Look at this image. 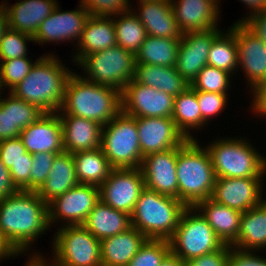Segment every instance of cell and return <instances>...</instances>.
Returning a JSON list of instances; mask_svg holds the SVG:
<instances>
[{
  "label": "cell",
  "instance_id": "cell-1",
  "mask_svg": "<svg viewBox=\"0 0 266 266\" xmlns=\"http://www.w3.org/2000/svg\"><path fill=\"white\" fill-rule=\"evenodd\" d=\"M49 227L48 204L37 191L19 190L0 201V232L19 255Z\"/></svg>",
  "mask_w": 266,
  "mask_h": 266
},
{
  "label": "cell",
  "instance_id": "cell-2",
  "mask_svg": "<svg viewBox=\"0 0 266 266\" xmlns=\"http://www.w3.org/2000/svg\"><path fill=\"white\" fill-rule=\"evenodd\" d=\"M61 62L54 54L43 55L10 92L44 113L58 112L64 102L67 81L73 73Z\"/></svg>",
  "mask_w": 266,
  "mask_h": 266
},
{
  "label": "cell",
  "instance_id": "cell-3",
  "mask_svg": "<svg viewBox=\"0 0 266 266\" xmlns=\"http://www.w3.org/2000/svg\"><path fill=\"white\" fill-rule=\"evenodd\" d=\"M121 111L119 90L93 83L74 72L67 81L64 102L57 113L82 117L104 126Z\"/></svg>",
  "mask_w": 266,
  "mask_h": 266
},
{
  "label": "cell",
  "instance_id": "cell-4",
  "mask_svg": "<svg viewBox=\"0 0 266 266\" xmlns=\"http://www.w3.org/2000/svg\"><path fill=\"white\" fill-rule=\"evenodd\" d=\"M197 139L177 147L178 199L187 207L211 198L216 175L210 155Z\"/></svg>",
  "mask_w": 266,
  "mask_h": 266
},
{
  "label": "cell",
  "instance_id": "cell-5",
  "mask_svg": "<svg viewBox=\"0 0 266 266\" xmlns=\"http://www.w3.org/2000/svg\"><path fill=\"white\" fill-rule=\"evenodd\" d=\"M186 208L179 199L145 187L131 215V225L148 239L169 240Z\"/></svg>",
  "mask_w": 266,
  "mask_h": 266
},
{
  "label": "cell",
  "instance_id": "cell-6",
  "mask_svg": "<svg viewBox=\"0 0 266 266\" xmlns=\"http://www.w3.org/2000/svg\"><path fill=\"white\" fill-rule=\"evenodd\" d=\"M247 142L237 137L222 138L206 145L216 178L264 179L266 158Z\"/></svg>",
  "mask_w": 266,
  "mask_h": 266
},
{
  "label": "cell",
  "instance_id": "cell-7",
  "mask_svg": "<svg viewBox=\"0 0 266 266\" xmlns=\"http://www.w3.org/2000/svg\"><path fill=\"white\" fill-rule=\"evenodd\" d=\"M169 243L171 252L182 261H191L225 245L195 207L185 209Z\"/></svg>",
  "mask_w": 266,
  "mask_h": 266
},
{
  "label": "cell",
  "instance_id": "cell-8",
  "mask_svg": "<svg viewBox=\"0 0 266 266\" xmlns=\"http://www.w3.org/2000/svg\"><path fill=\"white\" fill-rule=\"evenodd\" d=\"M101 148L113 169L140 168L142 153L136 117L122 111L102 127Z\"/></svg>",
  "mask_w": 266,
  "mask_h": 266
},
{
  "label": "cell",
  "instance_id": "cell-9",
  "mask_svg": "<svg viewBox=\"0 0 266 266\" xmlns=\"http://www.w3.org/2000/svg\"><path fill=\"white\" fill-rule=\"evenodd\" d=\"M79 65L85 72L83 76L85 79L122 92L134 78L135 55L116 45L87 55L78 67Z\"/></svg>",
  "mask_w": 266,
  "mask_h": 266
},
{
  "label": "cell",
  "instance_id": "cell-10",
  "mask_svg": "<svg viewBox=\"0 0 266 266\" xmlns=\"http://www.w3.org/2000/svg\"><path fill=\"white\" fill-rule=\"evenodd\" d=\"M53 240L49 266H102L100 240L83 225H62Z\"/></svg>",
  "mask_w": 266,
  "mask_h": 266
},
{
  "label": "cell",
  "instance_id": "cell-11",
  "mask_svg": "<svg viewBox=\"0 0 266 266\" xmlns=\"http://www.w3.org/2000/svg\"><path fill=\"white\" fill-rule=\"evenodd\" d=\"M99 201V187L78 183L48 203L49 225L58 223L59 220H64V226L83 225Z\"/></svg>",
  "mask_w": 266,
  "mask_h": 266
},
{
  "label": "cell",
  "instance_id": "cell-12",
  "mask_svg": "<svg viewBox=\"0 0 266 266\" xmlns=\"http://www.w3.org/2000/svg\"><path fill=\"white\" fill-rule=\"evenodd\" d=\"M229 29L235 34L238 67H242L249 88L255 93L266 84V45L242 21H236Z\"/></svg>",
  "mask_w": 266,
  "mask_h": 266
},
{
  "label": "cell",
  "instance_id": "cell-13",
  "mask_svg": "<svg viewBox=\"0 0 266 266\" xmlns=\"http://www.w3.org/2000/svg\"><path fill=\"white\" fill-rule=\"evenodd\" d=\"M144 188L140 168L112 169L108 179L99 187L100 200L116 210L132 215Z\"/></svg>",
  "mask_w": 266,
  "mask_h": 266
},
{
  "label": "cell",
  "instance_id": "cell-14",
  "mask_svg": "<svg viewBox=\"0 0 266 266\" xmlns=\"http://www.w3.org/2000/svg\"><path fill=\"white\" fill-rule=\"evenodd\" d=\"M121 103L131 117L172 118L174 96L132 80L121 92Z\"/></svg>",
  "mask_w": 266,
  "mask_h": 266
},
{
  "label": "cell",
  "instance_id": "cell-15",
  "mask_svg": "<svg viewBox=\"0 0 266 266\" xmlns=\"http://www.w3.org/2000/svg\"><path fill=\"white\" fill-rule=\"evenodd\" d=\"M221 32L219 28H214L182 34L175 67L189 85L199 72L208 65L211 44Z\"/></svg>",
  "mask_w": 266,
  "mask_h": 266
},
{
  "label": "cell",
  "instance_id": "cell-16",
  "mask_svg": "<svg viewBox=\"0 0 266 266\" xmlns=\"http://www.w3.org/2000/svg\"><path fill=\"white\" fill-rule=\"evenodd\" d=\"M142 156L183 145L188 139L170 117H136Z\"/></svg>",
  "mask_w": 266,
  "mask_h": 266
},
{
  "label": "cell",
  "instance_id": "cell-17",
  "mask_svg": "<svg viewBox=\"0 0 266 266\" xmlns=\"http://www.w3.org/2000/svg\"><path fill=\"white\" fill-rule=\"evenodd\" d=\"M261 178H216L211 199L241 213L260 204L264 198Z\"/></svg>",
  "mask_w": 266,
  "mask_h": 266
},
{
  "label": "cell",
  "instance_id": "cell-18",
  "mask_svg": "<svg viewBox=\"0 0 266 266\" xmlns=\"http://www.w3.org/2000/svg\"><path fill=\"white\" fill-rule=\"evenodd\" d=\"M80 7V9H79ZM59 4L52 14L48 16L38 28L34 38L35 43H49L61 41L78 42L81 39L82 31L90 16L89 11L82 5L78 9L62 11Z\"/></svg>",
  "mask_w": 266,
  "mask_h": 266
},
{
  "label": "cell",
  "instance_id": "cell-19",
  "mask_svg": "<svg viewBox=\"0 0 266 266\" xmlns=\"http://www.w3.org/2000/svg\"><path fill=\"white\" fill-rule=\"evenodd\" d=\"M140 169L146 188L178 199L177 148L146 155Z\"/></svg>",
  "mask_w": 266,
  "mask_h": 266
},
{
  "label": "cell",
  "instance_id": "cell-20",
  "mask_svg": "<svg viewBox=\"0 0 266 266\" xmlns=\"http://www.w3.org/2000/svg\"><path fill=\"white\" fill-rule=\"evenodd\" d=\"M24 147L28 153L50 152L60 154L64 152L62 138V122L58 113H44L32 125L24 128L20 134Z\"/></svg>",
  "mask_w": 266,
  "mask_h": 266
},
{
  "label": "cell",
  "instance_id": "cell-21",
  "mask_svg": "<svg viewBox=\"0 0 266 266\" xmlns=\"http://www.w3.org/2000/svg\"><path fill=\"white\" fill-rule=\"evenodd\" d=\"M170 1L176 22L182 33L217 28L218 19H220L218 17L220 0Z\"/></svg>",
  "mask_w": 266,
  "mask_h": 266
},
{
  "label": "cell",
  "instance_id": "cell-22",
  "mask_svg": "<svg viewBox=\"0 0 266 266\" xmlns=\"http://www.w3.org/2000/svg\"><path fill=\"white\" fill-rule=\"evenodd\" d=\"M62 122L63 148L77 153L101 147L102 125L74 115H59Z\"/></svg>",
  "mask_w": 266,
  "mask_h": 266
},
{
  "label": "cell",
  "instance_id": "cell-23",
  "mask_svg": "<svg viewBox=\"0 0 266 266\" xmlns=\"http://www.w3.org/2000/svg\"><path fill=\"white\" fill-rule=\"evenodd\" d=\"M139 14L134 12L146 29L147 35L153 37L180 39V31L175 19L170 0L140 2Z\"/></svg>",
  "mask_w": 266,
  "mask_h": 266
},
{
  "label": "cell",
  "instance_id": "cell-24",
  "mask_svg": "<svg viewBox=\"0 0 266 266\" xmlns=\"http://www.w3.org/2000/svg\"><path fill=\"white\" fill-rule=\"evenodd\" d=\"M57 5V0H20L11 7L6 2L9 28L34 37L40 24Z\"/></svg>",
  "mask_w": 266,
  "mask_h": 266
},
{
  "label": "cell",
  "instance_id": "cell-25",
  "mask_svg": "<svg viewBox=\"0 0 266 266\" xmlns=\"http://www.w3.org/2000/svg\"><path fill=\"white\" fill-rule=\"evenodd\" d=\"M116 34L112 17L90 15L81 39L78 41L76 56L73 59L78 65L87 55L101 52L116 46Z\"/></svg>",
  "mask_w": 266,
  "mask_h": 266
},
{
  "label": "cell",
  "instance_id": "cell-26",
  "mask_svg": "<svg viewBox=\"0 0 266 266\" xmlns=\"http://www.w3.org/2000/svg\"><path fill=\"white\" fill-rule=\"evenodd\" d=\"M194 207L201 212L224 244L232 246L237 241L243 213L211 198L198 202Z\"/></svg>",
  "mask_w": 266,
  "mask_h": 266
},
{
  "label": "cell",
  "instance_id": "cell-27",
  "mask_svg": "<svg viewBox=\"0 0 266 266\" xmlns=\"http://www.w3.org/2000/svg\"><path fill=\"white\" fill-rule=\"evenodd\" d=\"M148 238L134 227L100 241L102 266H127Z\"/></svg>",
  "mask_w": 266,
  "mask_h": 266
},
{
  "label": "cell",
  "instance_id": "cell-28",
  "mask_svg": "<svg viewBox=\"0 0 266 266\" xmlns=\"http://www.w3.org/2000/svg\"><path fill=\"white\" fill-rule=\"evenodd\" d=\"M83 226L101 241L131 228V215L100 200L89 213Z\"/></svg>",
  "mask_w": 266,
  "mask_h": 266
},
{
  "label": "cell",
  "instance_id": "cell-29",
  "mask_svg": "<svg viewBox=\"0 0 266 266\" xmlns=\"http://www.w3.org/2000/svg\"><path fill=\"white\" fill-rule=\"evenodd\" d=\"M77 184L73 154L64 151L55 156L50 173L37 193L48 204Z\"/></svg>",
  "mask_w": 266,
  "mask_h": 266
},
{
  "label": "cell",
  "instance_id": "cell-30",
  "mask_svg": "<svg viewBox=\"0 0 266 266\" xmlns=\"http://www.w3.org/2000/svg\"><path fill=\"white\" fill-rule=\"evenodd\" d=\"M233 248L259 252L266 247V198L257 206L243 212L237 241Z\"/></svg>",
  "mask_w": 266,
  "mask_h": 266
},
{
  "label": "cell",
  "instance_id": "cell-31",
  "mask_svg": "<svg viewBox=\"0 0 266 266\" xmlns=\"http://www.w3.org/2000/svg\"><path fill=\"white\" fill-rule=\"evenodd\" d=\"M133 80L174 97L189 87V84L176 71L175 66L135 64Z\"/></svg>",
  "mask_w": 266,
  "mask_h": 266
},
{
  "label": "cell",
  "instance_id": "cell-32",
  "mask_svg": "<svg viewBox=\"0 0 266 266\" xmlns=\"http://www.w3.org/2000/svg\"><path fill=\"white\" fill-rule=\"evenodd\" d=\"M78 183L100 187L109 177L112 167L102 148L73 154Z\"/></svg>",
  "mask_w": 266,
  "mask_h": 266
},
{
  "label": "cell",
  "instance_id": "cell-33",
  "mask_svg": "<svg viewBox=\"0 0 266 266\" xmlns=\"http://www.w3.org/2000/svg\"><path fill=\"white\" fill-rule=\"evenodd\" d=\"M172 119L187 139H195L190 130L208 124L201 116L196 90L190 86L174 97Z\"/></svg>",
  "mask_w": 266,
  "mask_h": 266
},
{
  "label": "cell",
  "instance_id": "cell-34",
  "mask_svg": "<svg viewBox=\"0 0 266 266\" xmlns=\"http://www.w3.org/2000/svg\"><path fill=\"white\" fill-rule=\"evenodd\" d=\"M180 39L146 36L135 54V64L171 67L176 65Z\"/></svg>",
  "mask_w": 266,
  "mask_h": 266
},
{
  "label": "cell",
  "instance_id": "cell-35",
  "mask_svg": "<svg viewBox=\"0 0 266 266\" xmlns=\"http://www.w3.org/2000/svg\"><path fill=\"white\" fill-rule=\"evenodd\" d=\"M133 11L130 9L113 16V22L117 45L123 47L125 50L131 51L135 55L146 39L147 33L143 24ZM117 17L118 19H116Z\"/></svg>",
  "mask_w": 266,
  "mask_h": 266
},
{
  "label": "cell",
  "instance_id": "cell-36",
  "mask_svg": "<svg viewBox=\"0 0 266 266\" xmlns=\"http://www.w3.org/2000/svg\"><path fill=\"white\" fill-rule=\"evenodd\" d=\"M208 65L231 74L239 69L235 34L229 28L227 33L222 31L213 40L208 54Z\"/></svg>",
  "mask_w": 266,
  "mask_h": 266
},
{
  "label": "cell",
  "instance_id": "cell-37",
  "mask_svg": "<svg viewBox=\"0 0 266 266\" xmlns=\"http://www.w3.org/2000/svg\"><path fill=\"white\" fill-rule=\"evenodd\" d=\"M2 93L0 91V94ZM8 94L7 98H0V102L5 107H11V118L14 129L23 130L44 115V112L37 106L17 98L10 91Z\"/></svg>",
  "mask_w": 266,
  "mask_h": 266
},
{
  "label": "cell",
  "instance_id": "cell-38",
  "mask_svg": "<svg viewBox=\"0 0 266 266\" xmlns=\"http://www.w3.org/2000/svg\"><path fill=\"white\" fill-rule=\"evenodd\" d=\"M231 73L206 65L189 85L196 91L227 94Z\"/></svg>",
  "mask_w": 266,
  "mask_h": 266
},
{
  "label": "cell",
  "instance_id": "cell-39",
  "mask_svg": "<svg viewBox=\"0 0 266 266\" xmlns=\"http://www.w3.org/2000/svg\"><path fill=\"white\" fill-rule=\"evenodd\" d=\"M170 252L169 240L147 239L127 266H160Z\"/></svg>",
  "mask_w": 266,
  "mask_h": 266
},
{
  "label": "cell",
  "instance_id": "cell-40",
  "mask_svg": "<svg viewBox=\"0 0 266 266\" xmlns=\"http://www.w3.org/2000/svg\"><path fill=\"white\" fill-rule=\"evenodd\" d=\"M29 60V57H21L0 61V91H3L5 87L11 91L26 78L35 64V61L33 63Z\"/></svg>",
  "mask_w": 266,
  "mask_h": 266
},
{
  "label": "cell",
  "instance_id": "cell-41",
  "mask_svg": "<svg viewBox=\"0 0 266 266\" xmlns=\"http://www.w3.org/2000/svg\"><path fill=\"white\" fill-rule=\"evenodd\" d=\"M26 41H34L33 36L8 28L0 40V61L27 57Z\"/></svg>",
  "mask_w": 266,
  "mask_h": 266
},
{
  "label": "cell",
  "instance_id": "cell-42",
  "mask_svg": "<svg viewBox=\"0 0 266 266\" xmlns=\"http://www.w3.org/2000/svg\"><path fill=\"white\" fill-rule=\"evenodd\" d=\"M32 167L30 174V191H38L45 183L56 153L38 152L32 154Z\"/></svg>",
  "mask_w": 266,
  "mask_h": 266
},
{
  "label": "cell",
  "instance_id": "cell-43",
  "mask_svg": "<svg viewBox=\"0 0 266 266\" xmlns=\"http://www.w3.org/2000/svg\"><path fill=\"white\" fill-rule=\"evenodd\" d=\"M92 16L110 17L130 10L129 0H81Z\"/></svg>",
  "mask_w": 266,
  "mask_h": 266
},
{
  "label": "cell",
  "instance_id": "cell-44",
  "mask_svg": "<svg viewBox=\"0 0 266 266\" xmlns=\"http://www.w3.org/2000/svg\"><path fill=\"white\" fill-rule=\"evenodd\" d=\"M227 95L215 92L196 91L201 116L206 122H209L211 117L217 116L225 109L227 99H229Z\"/></svg>",
  "mask_w": 266,
  "mask_h": 266
},
{
  "label": "cell",
  "instance_id": "cell-45",
  "mask_svg": "<svg viewBox=\"0 0 266 266\" xmlns=\"http://www.w3.org/2000/svg\"><path fill=\"white\" fill-rule=\"evenodd\" d=\"M33 155L28 153L19 137L0 141V159L10 169L15 163L22 159H32Z\"/></svg>",
  "mask_w": 266,
  "mask_h": 266
},
{
  "label": "cell",
  "instance_id": "cell-46",
  "mask_svg": "<svg viewBox=\"0 0 266 266\" xmlns=\"http://www.w3.org/2000/svg\"><path fill=\"white\" fill-rule=\"evenodd\" d=\"M32 159H22L10 169V175L15 187L21 191H30V174Z\"/></svg>",
  "mask_w": 266,
  "mask_h": 266
},
{
  "label": "cell",
  "instance_id": "cell-47",
  "mask_svg": "<svg viewBox=\"0 0 266 266\" xmlns=\"http://www.w3.org/2000/svg\"><path fill=\"white\" fill-rule=\"evenodd\" d=\"M231 245H224L221 249L202 255L191 261H188L192 266H228Z\"/></svg>",
  "mask_w": 266,
  "mask_h": 266
},
{
  "label": "cell",
  "instance_id": "cell-48",
  "mask_svg": "<svg viewBox=\"0 0 266 266\" xmlns=\"http://www.w3.org/2000/svg\"><path fill=\"white\" fill-rule=\"evenodd\" d=\"M228 266H266V258L256 255L255 251H242L231 248Z\"/></svg>",
  "mask_w": 266,
  "mask_h": 266
},
{
  "label": "cell",
  "instance_id": "cell-49",
  "mask_svg": "<svg viewBox=\"0 0 266 266\" xmlns=\"http://www.w3.org/2000/svg\"><path fill=\"white\" fill-rule=\"evenodd\" d=\"M266 45V9L245 16L241 20Z\"/></svg>",
  "mask_w": 266,
  "mask_h": 266
},
{
  "label": "cell",
  "instance_id": "cell-50",
  "mask_svg": "<svg viewBox=\"0 0 266 266\" xmlns=\"http://www.w3.org/2000/svg\"><path fill=\"white\" fill-rule=\"evenodd\" d=\"M21 129H14L11 118V107L0 102V141L19 137Z\"/></svg>",
  "mask_w": 266,
  "mask_h": 266
},
{
  "label": "cell",
  "instance_id": "cell-51",
  "mask_svg": "<svg viewBox=\"0 0 266 266\" xmlns=\"http://www.w3.org/2000/svg\"><path fill=\"white\" fill-rule=\"evenodd\" d=\"M18 191L12 182L9 169H7L0 159V201Z\"/></svg>",
  "mask_w": 266,
  "mask_h": 266
},
{
  "label": "cell",
  "instance_id": "cell-52",
  "mask_svg": "<svg viewBox=\"0 0 266 266\" xmlns=\"http://www.w3.org/2000/svg\"><path fill=\"white\" fill-rule=\"evenodd\" d=\"M253 105L251 106L255 114L266 116V84L262 85L255 93L252 99Z\"/></svg>",
  "mask_w": 266,
  "mask_h": 266
},
{
  "label": "cell",
  "instance_id": "cell-53",
  "mask_svg": "<svg viewBox=\"0 0 266 266\" xmlns=\"http://www.w3.org/2000/svg\"><path fill=\"white\" fill-rule=\"evenodd\" d=\"M19 256V254L14 250V248L7 242L4 236L0 232V260L6 259L7 257Z\"/></svg>",
  "mask_w": 266,
  "mask_h": 266
},
{
  "label": "cell",
  "instance_id": "cell-54",
  "mask_svg": "<svg viewBox=\"0 0 266 266\" xmlns=\"http://www.w3.org/2000/svg\"><path fill=\"white\" fill-rule=\"evenodd\" d=\"M9 28L8 15L6 6L3 3L0 4V40L2 39L3 34Z\"/></svg>",
  "mask_w": 266,
  "mask_h": 266
},
{
  "label": "cell",
  "instance_id": "cell-55",
  "mask_svg": "<svg viewBox=\"0 0 266 266\" xmlns=\"http://www.w3.org/2000/svg\"><path fill=\"white\" fill-rule=\"evenodd\" d=\"M240 1L244 2L247 8L250 9L249 15L265 9L266 0H240Z\"/></svg>",
  "mask_w": 266,
  "mask_h": 266
},
{
  "label": "cell",
  "instance_id": "cell-56",
  "mask_svg": "<svg viewBox=\"0 0 266 266\" xmlns=\"http://www.w3.org/2000/svg\"><path fill=\"white\" fill-rule=\"evenodd\" d=\"M183 261L170 252L162 261L160 266H182Z\"/></svg>",
  "mask_w": 266,
  "mask_h": 266
},
{
  "label": "cell",
  "instance_id": "cell-57",
  "mask_svg": "<svg viewBox=\"0 0 266 266\" xmlns=\"http://www.w3.org/2000/svg\"><path fill=\"white\" fill-rule=\"evenodd\" d=\"M27 260V265L26 266H49L47 264V261L44 259V257L37 252H35L33 255H31Z\"/></svg>",
  "mask_w": 266,
  "mask_h": 266
},
{
  "label": "cell",
  "instance_id": "cell-58",
  "mask_svg": "<svg viewBox=\"0 0 266 266\" xmlns=\"http://www.w3.org/2000/svg\"><path fill=\"white\" fill-rule=\"evenodd\" d=\"M182 266H192L188 261H183Z\"/></svg>",
  "mask_w": 266,
  "mask_h": 266
},
{
  "label": "cell",
  "instance_id": "cell-59",
  "mask_svg": "<svg viewBox=\"0 0 266 266\" xmlns=\"http://www.w3.org/2000/svg\"><path fill=\"white\" fill-rule=\"evenodd\" d=\"M152 1H160V0H138V2H152Z\"/></svg>",
  "mask_w": 266,
  "mask_h": 266
}]
</instances>
